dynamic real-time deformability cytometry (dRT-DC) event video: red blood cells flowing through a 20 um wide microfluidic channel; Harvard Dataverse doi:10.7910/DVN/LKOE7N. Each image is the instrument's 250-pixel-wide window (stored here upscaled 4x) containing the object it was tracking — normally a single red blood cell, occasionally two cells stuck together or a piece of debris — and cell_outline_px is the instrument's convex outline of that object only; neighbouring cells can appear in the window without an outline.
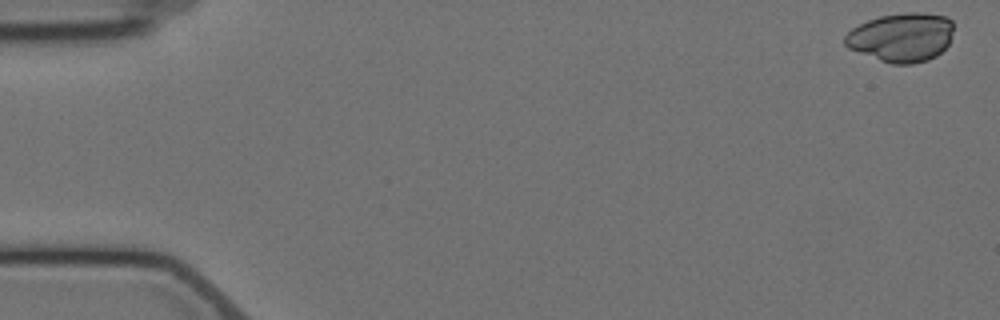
{"species": "Egyptian fruit bat (a non-hibernating species)", "species_latin": "Rousettus aegyptiacus", "temperature_condition": "cold", "stored_images_in_passage": 7, "camera_frame_rate_fps": 3000, "um_per_image_px": 0.085, "animal": {"sex": "female"}, "frame": {"image": 1, "passage_image": 1, "time_ms": 0.0, "image_size_px": [1000, 320], "cell_outline_px": [[952, 32], [948, 44], [936, 56], [928, 60], [912, 64], [892, 64], [880, 60], [848, 48], [844, 44], [844, 36], [852, 28], [868, 20], [880, 16], [904, 12], [924, 12], [948, 16], [952, 20]], "centroid_in_image_um": [76.63, 3.16], "position_along_channel_um": 8.4, "area_um2": 31.1}}
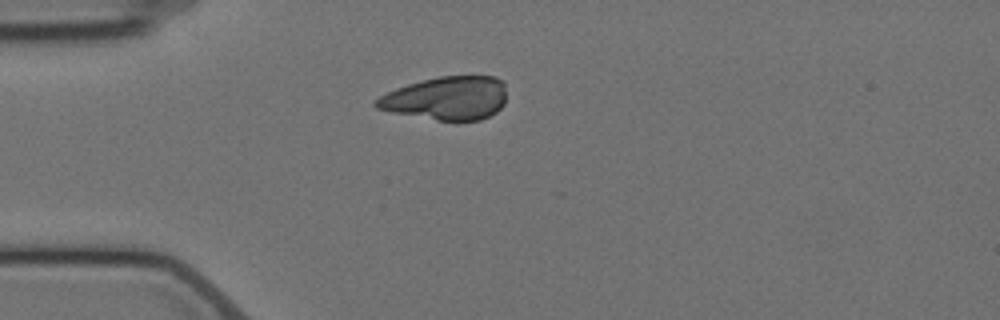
{"frame": {"image": 2, "passage_image": 5, "time_ms": 4.667, "image_size_px": [1000, 320], "cell_outline_px": [[504, 104], [496, 112], [480, 120], [436, 120], [392, 112], [376, 108], [372, 104], [380, 96], [396, 88], [408, 84], [440, 76], [496, 76], [504, 84]], "centroid_in_image_um": [37.95, 8.35], "position_along_channel_um": 47.1, "area_um2": 32.71}}